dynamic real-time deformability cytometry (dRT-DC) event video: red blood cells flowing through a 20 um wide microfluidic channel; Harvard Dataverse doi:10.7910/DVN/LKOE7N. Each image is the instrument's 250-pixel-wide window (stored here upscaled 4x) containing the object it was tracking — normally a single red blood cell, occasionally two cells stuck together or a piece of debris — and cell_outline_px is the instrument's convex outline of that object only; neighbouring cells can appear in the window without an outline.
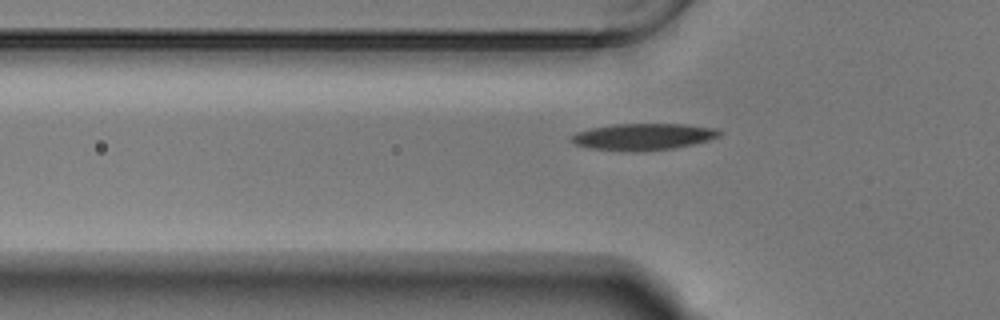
{"species": "Egyptian fruit bat (a non-hibernating species)", "species_latin": "Rousettus aegyptiacus", "temperature_condition": "warm", "stored_images_in_passage": 41, "camera_frame_rate_fps": 3000, "um_per_image_px": 0.085, "animal": {"sex": "male"}, "frame": {"image": 1, "passage_image": 4, "time_ms": 1.0, "image_size_px": [1000, 320], "cell_outline_px": [[724, 132], [720, 136], [708, 140], [692, 144], [672, 148], [592, 148], [576, 144], [572, 140], [572, 136], [576, 132], [592, 128], [612, 124], [684, 124], [716, 128]], "centroid_in_image_um": [54.77, 11.55], "position_along_channel_um": 71.0, "area_um2": 21.62}}
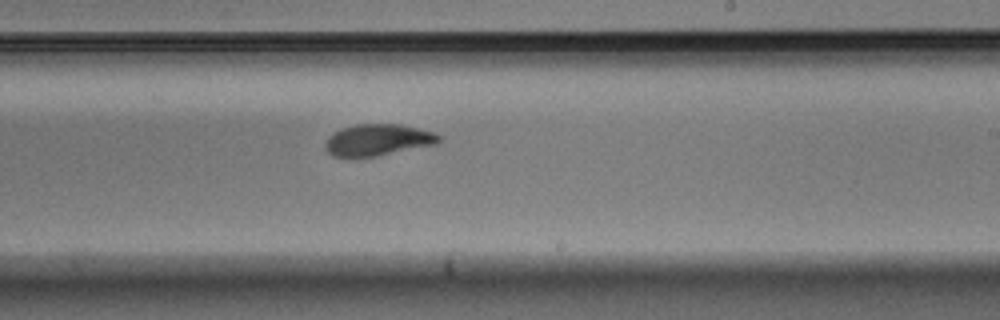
{"frame": {"image": 2, "passage_image": 19, "time_ms": 6.0, "image_size_px": [1000, 320], "cell_outline_px": [[440, 140], [436, 144], [376, 156], [332, 156], [324, 148], [324, 144], [328, 136], [332, 132], [340, 128], [356, 124], [400, 124], [436, 132], [440, 136]], "centroid_in_image_um": [32.09, 11.87], "position_along_channel_um": 256.9, "area_um2": 20.92}}
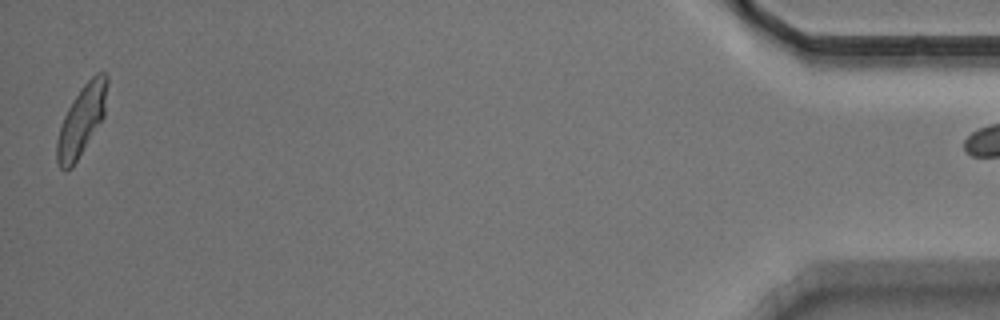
{"frame": {"image": 3, "passage_image": 40, "time_ms": 13.0, "image_size_px": [1000, 320], "cell_outline_px": [[108, 80], [104, 116], [72, 168], [64, 172], [60, 168], [56, 160], [56, 144], [60, 128], [64, 116], [68, 108], [84, 84], [96, 72], [108, 72]], "centroid_in_image_um": [6.94, 10.24], "position_along_channel_um": 428.3, "area_um2": 20.35}}